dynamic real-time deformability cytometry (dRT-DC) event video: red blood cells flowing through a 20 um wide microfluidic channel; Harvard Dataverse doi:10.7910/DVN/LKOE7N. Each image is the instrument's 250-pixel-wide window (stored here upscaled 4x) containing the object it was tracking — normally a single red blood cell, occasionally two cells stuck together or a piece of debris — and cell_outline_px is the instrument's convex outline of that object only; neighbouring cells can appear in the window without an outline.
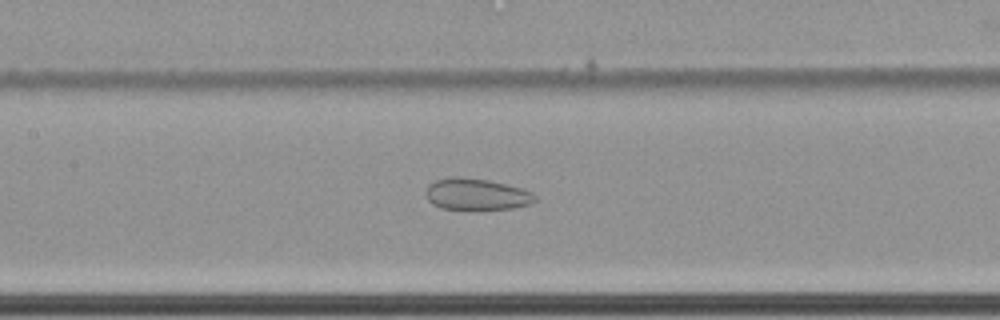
{"species": "common noctule bat (a hibernating species)", "species_latin": "Nyctalus noctula", "temperature_condition": "cold", "stored_images_in_passage": 58, "camera_frame_rate_fps": 3000, "um_per_image_px": 0.085, "animal": {"sex": "female", "body_mass_g": 22.7, "forearm_length_mm": 54.2}, "frame": {"image": 1, "passage_image": 27, "time_ms": 8.667, "image_size_px": [1000, 320], "cell_outline_px": [[536, 200], [532, 204], [512, 208], [472, 212], [468, 212], [440, 208], [432, 204], [428, 200], [428, 184], [436, 180], [452, 176], [460, 176], [488, 180], [520, 188], [532, 192], [536, 196]], "centroid_in_image_um": [40.5, 16.56], "position_along_channel_um": 166.9, "area_um2": 20.75}}
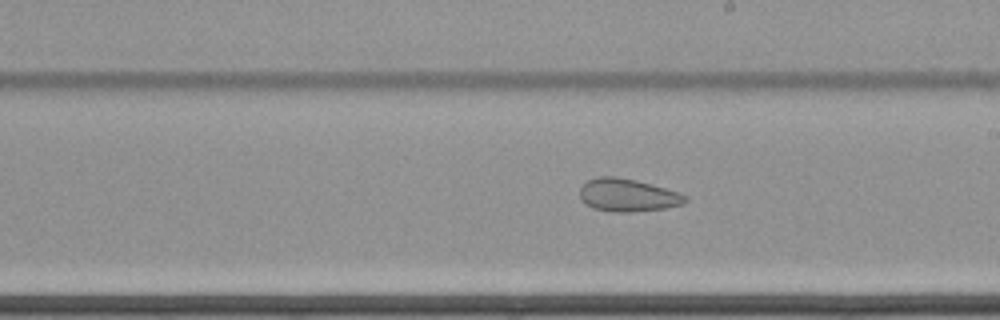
{"frame": {"image": 2, "passage_image": 33, "time_ms": 10.667, "image_size_px": [1000, 320], "cell_outline_px": [[688, 200], [684, 204], [664, 208], [632, 212], [608, 212], [592, 208], [584, 204], [580, 200], [580, 188], [588, 180], [596, 176], [616, 176], [636, 180], [652, 184], [680, 192], [688, 196]], "centroid_in_image_um": [53.35, 16.59], "position_along_channel_um": 235.7, "area_um2": 20.58}}
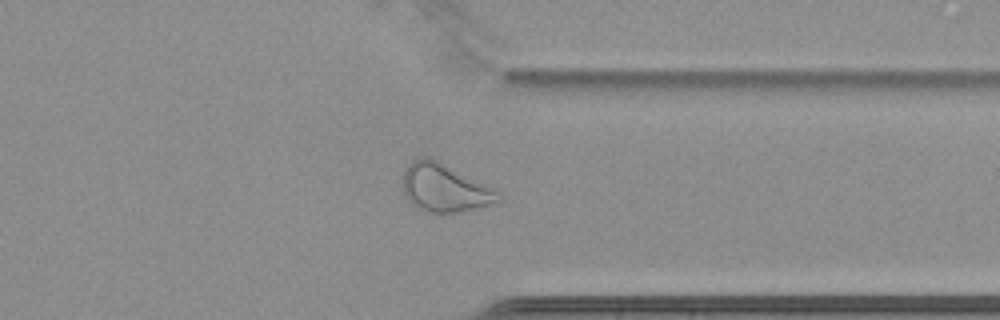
{"frame": {"image": 3, "passage_image": 45, "time_ms": 14.667, "image_size_px": [1000, 320], "cell_outline_px": [[504, 196], [500, 200], [476, 208], [460, 212], [424, 212], [416, 208], [408, 200], [404, 192], [404, 168], [412, 160], [424, 156], [428, 156], [496, 188]], "centroid_in_image_um": [37.81, 15.96], "position_along_channel_um": 373.6, "area_um2": 26.82}, "authors_computed_cell_mechanics": {"area_um2": 27.744, "velocity_mm_per_s": 3.4458, "shape_relaxation_time_tau1_ms": null, "shape_relaxation_time_tau2_ms": 2.1712, "deformation_change_tau1": null, "deformation_change_tau2": 0.078}}